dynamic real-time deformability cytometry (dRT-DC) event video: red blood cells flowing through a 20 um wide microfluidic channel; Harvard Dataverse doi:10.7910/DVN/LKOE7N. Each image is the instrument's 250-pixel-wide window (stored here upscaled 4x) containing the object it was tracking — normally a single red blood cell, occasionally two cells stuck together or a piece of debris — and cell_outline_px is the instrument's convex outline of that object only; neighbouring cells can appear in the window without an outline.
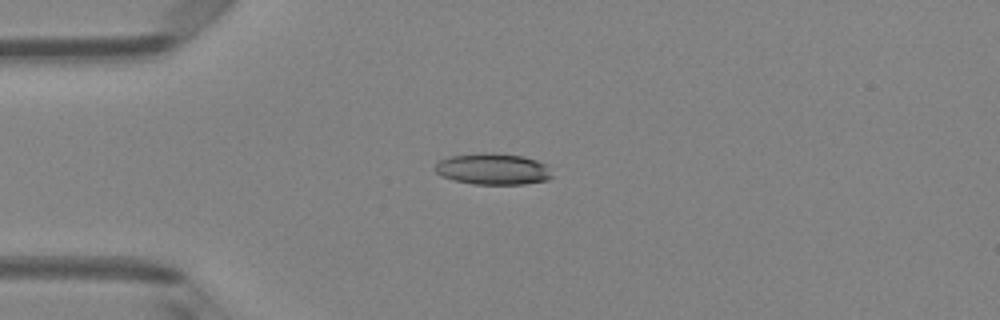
{"species": "Egyptian fruit bat (a non-hibernating species)", "species_latin": "Rousettus aegyptiacus", "temperature_condition": "room temperature", "stored_images_in_passage": 3, "camera_frame_rate_fps": 3000, "um_per_image_px": 0.085, "animal": {"sex": "female"}, "frame": {"image": 1, "passage_image": 3, "time_ms": 2.333, "image_size_px": [1000, 320], "cell_outline_px": [[552, 176], [548, 180], [524, 184], [472, 184], [456, 180], [444, 176], [436, 172], [432, 168], [440, 160], [452, 156], [484, 152], [492, 152], [524, 156], [548, 164]], "centroid_in_image_um": [41.94, 14.36], "position_along_channel_um": 43.1, "area_um2": 21.44}}